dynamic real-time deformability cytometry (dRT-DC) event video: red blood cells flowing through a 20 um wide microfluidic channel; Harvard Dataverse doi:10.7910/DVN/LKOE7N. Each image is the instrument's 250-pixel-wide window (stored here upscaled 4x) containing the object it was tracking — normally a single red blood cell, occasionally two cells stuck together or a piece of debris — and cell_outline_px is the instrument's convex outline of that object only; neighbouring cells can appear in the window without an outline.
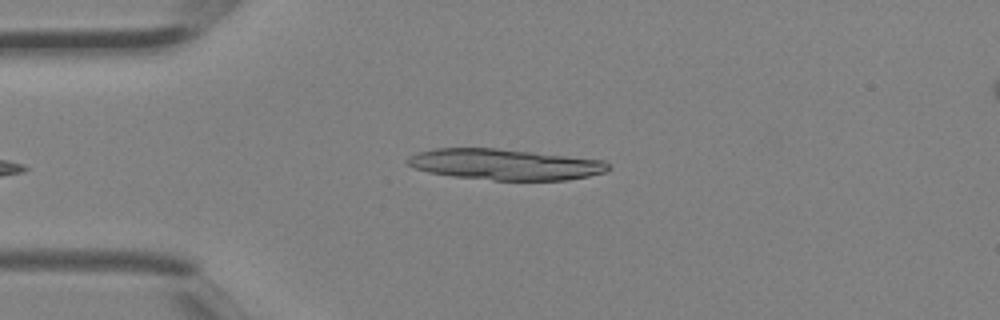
{"species": "Egyptian fruit bat (a non-hibernating species)", "species_latin": "Rousettus aegyptiacus", "temperature_condition": "room temperature", "stored_images_in_passage": 4, "camera_frame_rate_fps": 3000, "um_per_image_px": 0.085, "animal": {"sex": "female"}, "frame": {"image": 1, "passage_image": 4, "time_ms": 1.0, "image_size_px": [1000, 320], "cell_outline_px": [[612, 168], [604, 172], [588, 176], [568, 180], [492, 180], [452, 176], [428, 172], [416, 168], [408, 164], [404, 160], [408, 156], [416, 152], [432, 148], [496, 148], [604, 160]], "centroid_in_image_um": [42.88, 13.97], "position_along_channel_um": 42.1, "area_um2": 36.24}}